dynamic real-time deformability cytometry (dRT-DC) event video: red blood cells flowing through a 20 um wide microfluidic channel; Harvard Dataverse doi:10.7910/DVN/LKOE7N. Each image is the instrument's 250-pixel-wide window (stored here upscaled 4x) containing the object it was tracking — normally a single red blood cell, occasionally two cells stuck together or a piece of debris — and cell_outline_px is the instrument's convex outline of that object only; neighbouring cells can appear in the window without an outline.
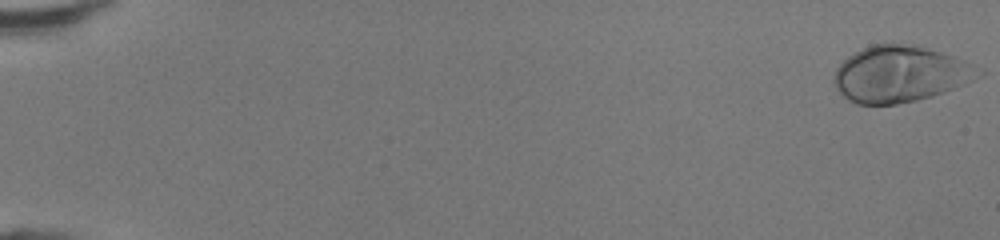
{"species": "human", "species_latin": "Homo sapiens", "temperature_condition": "room temperature", "stored_images_in_passage": 48, "camera_frame_rate_fps": 3000, "um_per_image_px": 0.085, "donor": {"sex": "female"}, "frame": {"image": 1, "passage_image": 1, "time_ms": 0.0, "image_size_px": [1000, 240], "cell_outline_px": [[960, 84], [944, 92], [932, 96], [916, 100], [896, 104], [856, 104], [848, 100], [836, 88], [832, 80], [836, 68], [848, 56], [872, 44], [892, 40], [920, 44], [952, 56], [960, 60]], "centroid_in_image_um": [76.14, 6.25], "position_along_channel_um": 8.9, "area_um2": 45.26}}
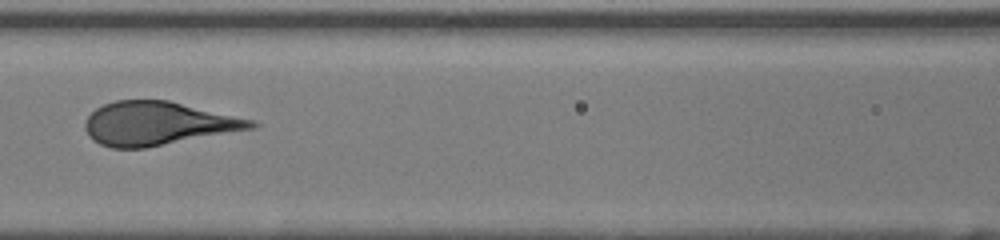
{"frame": {"image": 2, "passage_image": 24, "time_ms": 7.667, "image_size_px": [1000, 240], "cell_outline_px": [[260, 124], [256, 128], [144, 148], [112, 148], [100, 144], [92, 140], [88, 136], [84, 128], [84, 124], [88, 116], [96, 108], [104, 104], [116, 100], [168, 100], [256, 120]], "centroid_in_image_um": [13.43, 10.49], "position_along_channel_um": 153.2, "area_um2": 42.25}}
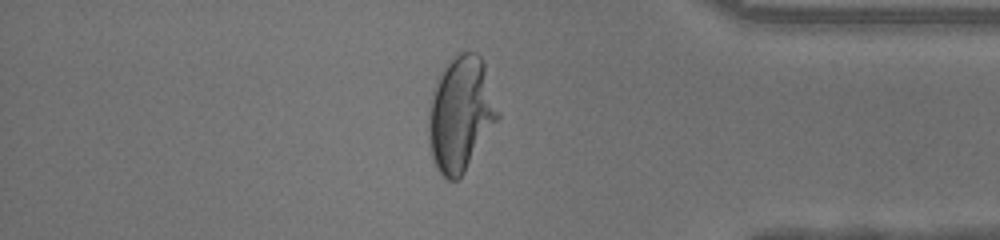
{"frame": {"image": 3, "passage_image": 42, "time_ms": 13.667, "image_size_px": [1000, 240], "cell_outline_px": [[500, 116], [464, 172], [456, 180], [448, 180], [436, 168], [428, 144], [428, 112], [432, 92], [436, 80], [444, 68], [460, 52], [476, 52], [480, 56], [484, 64], [500, 112]], "centroid_in_image_um": [39.15, 9.69], "position_along_channel_um": 396.1, "area_um2": 46.01}}